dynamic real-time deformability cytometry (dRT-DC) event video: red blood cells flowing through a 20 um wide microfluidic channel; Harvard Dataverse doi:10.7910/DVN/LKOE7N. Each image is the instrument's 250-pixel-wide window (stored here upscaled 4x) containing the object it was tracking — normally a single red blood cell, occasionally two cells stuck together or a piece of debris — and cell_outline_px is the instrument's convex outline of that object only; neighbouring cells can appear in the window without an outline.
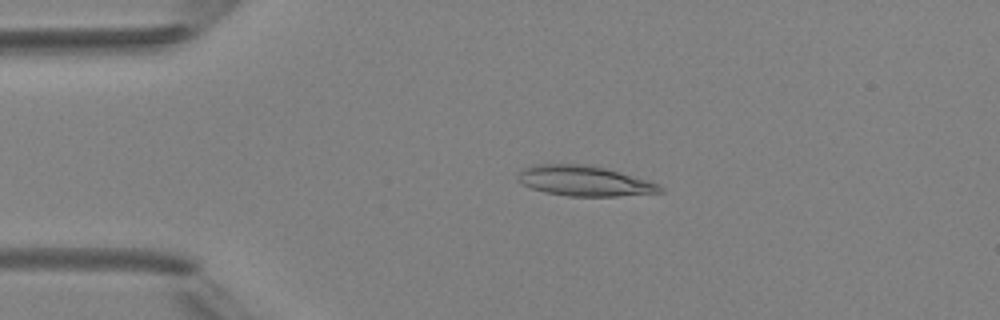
{"species": "Egyptian fruit bat (a non-hibernating species)", "species_latin": "Rousettus aegyptiacus", "temperature_condition": "room temperature", "stored_images_in_passage": 4, "camera_frame_rate_fps": 3000, "um_per_image_px": 0.085, "animal": {"sex": "female"}, "frame": {"image": 1, "passage_image": 3, "time_ms": 2.333, "image_size_px": [1000, 320], "cell_outline_px": [[664, 192], [616, 196], [568, 196], [544, 192], [532, 188], [516, 180], [520, 172], [524, 168], [532, 164], [592, 164], [648, 180], [660, 184], [664, 188]], "centroid_in_image_um": [49.69, 15.37], "position_along_channel_um": 35.3, "area_um2": 25.2}}